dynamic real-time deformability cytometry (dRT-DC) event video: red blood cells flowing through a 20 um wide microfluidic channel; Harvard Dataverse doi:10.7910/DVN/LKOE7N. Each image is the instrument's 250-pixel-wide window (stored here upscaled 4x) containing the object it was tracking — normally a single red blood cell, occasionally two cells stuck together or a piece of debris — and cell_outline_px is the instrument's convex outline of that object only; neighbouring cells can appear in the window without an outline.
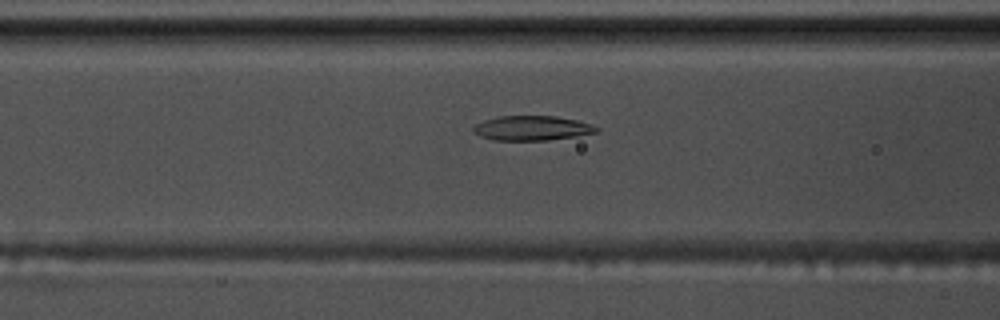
{"species": "common noctule bat (a hibernating species)", "species_latin": "Nyctalus noctula", "temperature_condition": "warm", "stored_images_in_passage": 56, "camera_frame_rate_fps": 3000, "um_per_image_px": 0.085, "animal": {"sex": "male", "body_mass_g": 17.5, "forearm_length_mm": 52.3}, "frame": {"image": 1, "passage_image": 23, "time_ms": 7.333, "image_size_px": [1000, 320], "cell_outline_px": [[600, 128], [596, 132], [580, 136], [548, 140], [492, 140], [480, 136], [472, 128], [476, 124], [484, 120], [496, 116], [556, 116], [576, 120], [592, 124]], "centroid_in_image_um": [45.25, 10.89], "position_along_channel_um": 121.4, "area_um2": 17.74}}
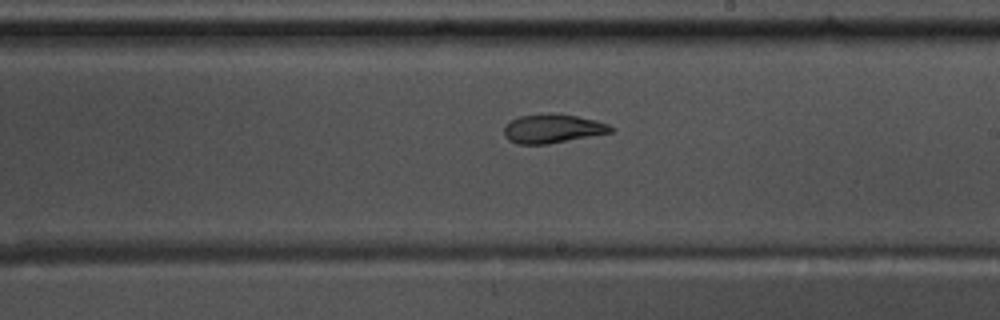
{"frame": {"image": 2, "passage_image": 33, "time_ms": 10.667, "image_size_px": [1000, 320], "cell_outline_px": [[616, 128], [612, 132], [548, 144], [516, 144], [508, 140], [504, 136], [504, 128], [512, 120], [520, 116], [548, 112], [552, 112], [576, 116], [596, 120], [608, 124]], "centroid_in_image_um": [46.98, 10.92], "position_along_channel_um": 242.0, "area_um2": 18.09}}
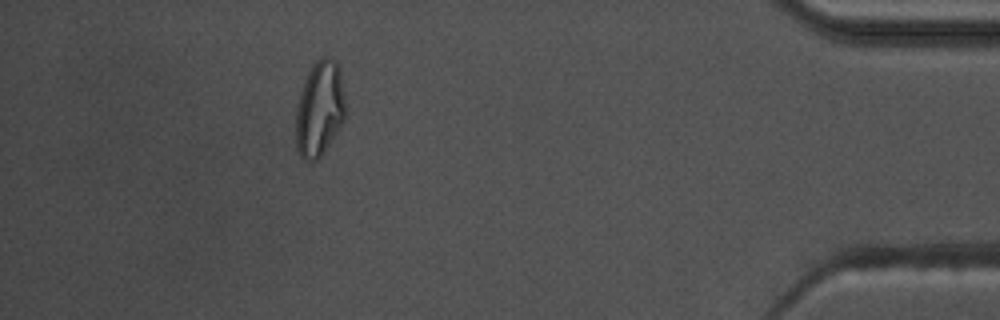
{"frame": {"image": 3, "passage_image": 51, "time_ms": 16.667, "image_size_px": [1000, 320], "cell_outline_px": [[344, 120], [320, 156], [316, 160], [304, 160], [300, 156], [296, 148], [296, 112], [300, 92], [304, 80], [312, 64], [320, 56], [328, 56], [336, 60], [340, 64], [344, 96]], "centroid_in_image_um": [27.16, 9.18], "position_along_channel_um": 408.0, "area_um2": 27.57}, "authors_computed_cell_mechanics": {"area_um2": 19.3052, "velocity_mm_per_s": 3.6272, "shape_relaxation_time_tau1_ms": null, "shape_relaxation_time_tau2_ms": 2.515, "deformation_change_tau1": null, "deformation_change_tau2": 0.0808}}